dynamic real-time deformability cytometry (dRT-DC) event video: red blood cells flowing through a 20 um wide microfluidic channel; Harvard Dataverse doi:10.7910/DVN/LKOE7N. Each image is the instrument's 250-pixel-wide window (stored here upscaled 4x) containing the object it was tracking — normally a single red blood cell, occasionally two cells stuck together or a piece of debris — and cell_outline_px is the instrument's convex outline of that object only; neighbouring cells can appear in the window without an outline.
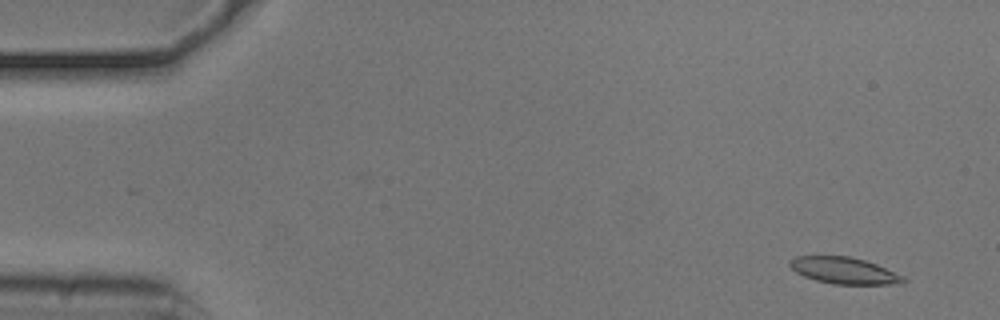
{"species": "common noctule bat (a hibernating species)", "species_latin": "Nyctalus noctula", "temperature_condition": "cold", "stored_images_in_passage": 15, "camera_frame_rate_fps": 3000, "um_per_image_px": 0.085, "animal": {"sex": "male", "body_mass_g": 20.5, "forearm_length_mm": 52.5}, "frame": {"image": 1, "passage_image": 4, "time_ms": 1.0, "image_size_px": [1000, 320], "cell_outline_px": [[908, 280], [900, 284], [832, 284], [816, 280], [804, 276], [796, 272], [788, 264], [788, 260], [796, 256], [848, 256], [864, 260], [876, 264], [904, 276]], "centroid_in_image_um": [71.74, 23.0], "position_along_channel_um": 13.3, "area_um2": 17.57}}
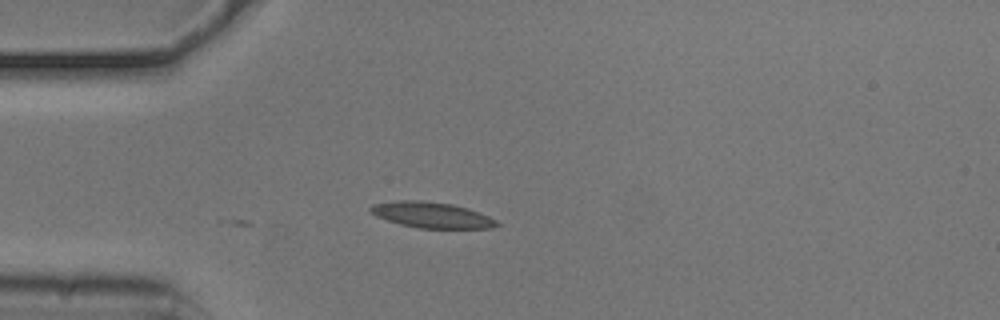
{"frame": {"image": 2, "passage_image": 15, "time_ms": 4.667, "image_size_px": [1000, 320], "cell_outline_px": [[500, 224], [492, 228], [420, 228], [400, 224], [376, 216], [368, 208], [372, 204], [400, 200], [420, 200], [452, 204], [468, 208], [488, 216], [496, 220]], "centroid_in_image_um": [36.69, 18.27], "position_along_channel_um": 48.3, "area_um2": 18.84}}